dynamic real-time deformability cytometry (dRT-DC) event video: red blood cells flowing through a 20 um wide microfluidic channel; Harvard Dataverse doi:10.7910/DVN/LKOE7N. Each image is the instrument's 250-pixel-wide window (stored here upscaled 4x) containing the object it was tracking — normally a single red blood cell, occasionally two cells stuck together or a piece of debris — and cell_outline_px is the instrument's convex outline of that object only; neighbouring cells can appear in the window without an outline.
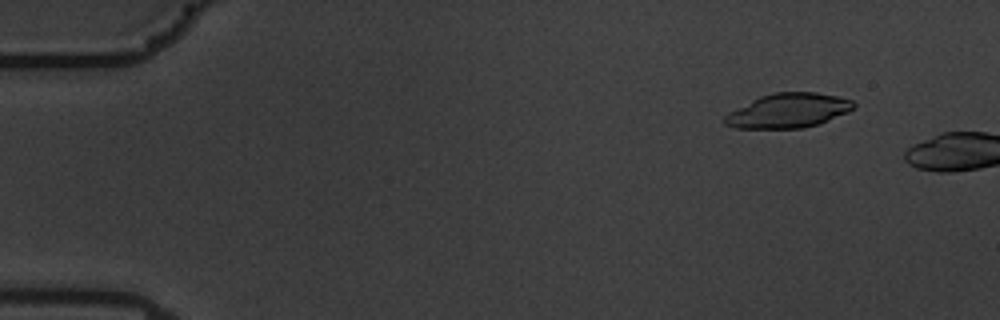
{"species": "common noctule bat (a hibernating species)", "species_latin": "Nyctalus noctula", "temperature_condition": "warm", "stored_images_in_passage": 4, "camera_frame_rate_fps": 3000, "um_per_image_px": 0.085, "animal": {"sex": "male", "body_mass_g": 19.5, "forearm_length_mm": 54.6}, "frame": {"image": 1, "passage_image": 1, "time_ms": 0.0, "image_size_px": [1000, 320], "cell_outline_px": [[856, 104], [848, 112], [820, 124], [804, 128], [736, 128], [724, 124], [724, 116], [728, 112], [760, 96], [776, 92], [816, 92], [836, 96], [852, 100]], "centroid_in_image_um": [67.0, 9.41], "position_along_channel_um": 18.0, "area_um2": 25.84}}